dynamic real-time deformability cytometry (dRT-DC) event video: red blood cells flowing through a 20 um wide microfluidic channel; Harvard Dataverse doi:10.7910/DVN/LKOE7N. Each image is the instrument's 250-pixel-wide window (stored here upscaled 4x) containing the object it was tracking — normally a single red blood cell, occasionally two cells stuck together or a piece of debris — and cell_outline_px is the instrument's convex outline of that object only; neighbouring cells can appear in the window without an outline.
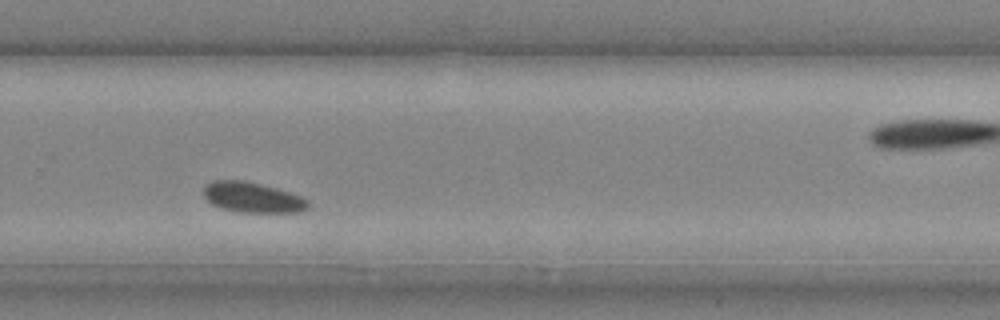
{"species": "common noctule bat (a hibernating species)", "species_latin": "Nyctalus noctula", "temperature_condition": "cold", "stored_images_in_passage": 18, "camera_frame_rate_fps": 3000, "um_per_image_px": 0.085, "animal": {"sex": "male", "body_mass_g": 20.4}, "frame": {"image": 1, "passage_image": 11, "time_ms": 3.333, "image_size_px": [1000, 320], "cell_outline_px": [[308, 208], [300, 212], [236, 212], [212, 204], [204, 196], [204, 188], [212, 180], [244, 180], [276, 188], [300, 196], [308, 200]], "centroid_in_image_um": [21.46, 16.78], "position_along_channel_um": 308.3, "area_um2": 18.26}}